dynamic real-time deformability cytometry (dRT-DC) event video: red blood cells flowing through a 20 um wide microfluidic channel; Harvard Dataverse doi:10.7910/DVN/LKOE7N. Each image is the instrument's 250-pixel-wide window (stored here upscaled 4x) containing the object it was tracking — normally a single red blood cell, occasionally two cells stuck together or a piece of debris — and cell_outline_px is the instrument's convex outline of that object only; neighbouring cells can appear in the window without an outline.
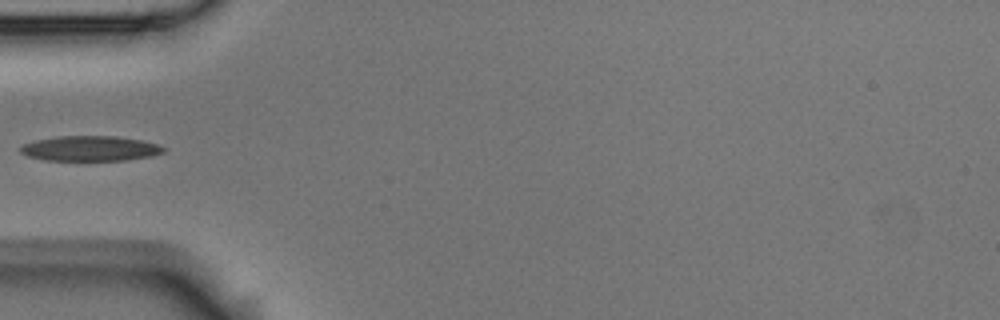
{"species": "Egyptian fruit bat (a non-hibernating species)", "species_latin": "Rousettus aegyptiacus", "temperature_condition": "room temperature", "stored_images_in_passage": 6, "camera_frame_rate_fps": 3000, "um_per_image_px": 0.085, "animal": {"sex": "male"}, "frame": {"image": 1, "passage_image": 5, "time_ms": 1.333, "image_size_px": [1000, 320], "cell_outline_px": [[168, 148], [164, 152], [152, 156], [128, 160], [44, 160], [28, 156], [20, 152], [20, 144], [36, 140], [60, 136], [116, 136], [144, 140]], "centroid_in_image_um": [7.69, 12.62], "position_along_channel_um": 77.3, "area_um2": 21.1}}
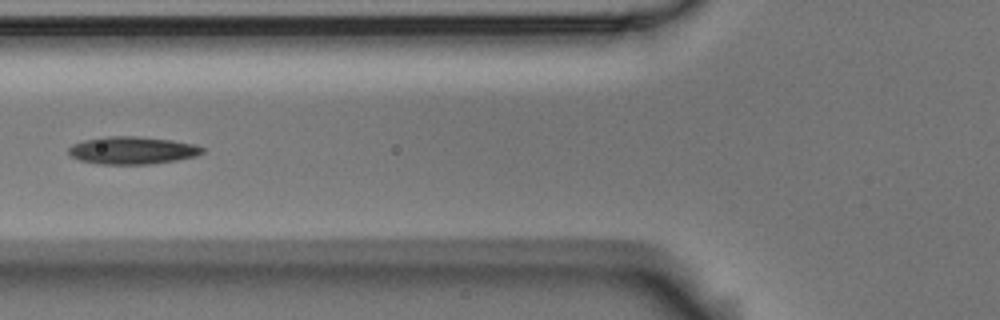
{"frame": {"image": 2, "passage_image": 6, "time_ms": 1.667, "image_size_px": [1000, 320], "cell_outline_px": [[204, 152], [196, 156], [176, 160], [148, 164], [100, 164], [80, 160], [68, 156], [68, 148], [72, 144], [84, 140], [104, 136], [136, 136], [172, 140], [196, 144], [204, 148]], "centroid_in_image_um": [11.22, 12.77], "position_along_channel_um": 114.6, "area_um2": 21.62}}